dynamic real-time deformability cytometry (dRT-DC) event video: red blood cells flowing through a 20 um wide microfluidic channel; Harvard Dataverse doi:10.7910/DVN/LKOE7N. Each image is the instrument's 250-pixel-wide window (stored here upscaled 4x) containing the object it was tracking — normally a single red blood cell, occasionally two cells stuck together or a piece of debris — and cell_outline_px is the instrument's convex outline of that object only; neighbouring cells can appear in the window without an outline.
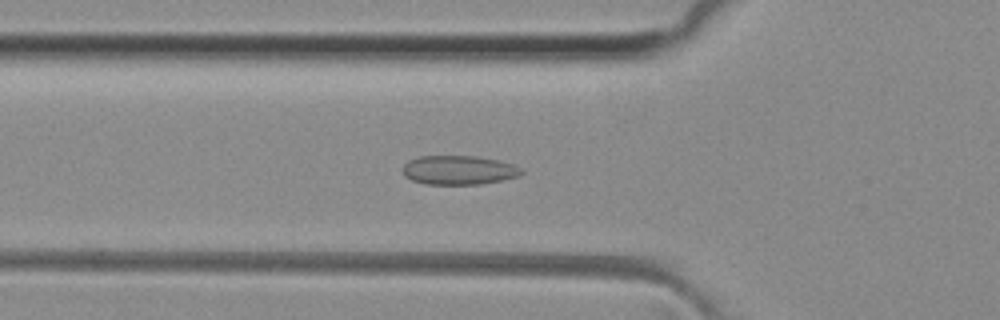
{"species": "common noctule bat (a hibernating species)", "species_latin": "Nyctalus noctula", "temperature_condition": "room temperature", "stored_images_in_passage": 31, "camera_frame_rate_fps": 3000, "um_per_image_px": 0.085, "animal": {"sex": "female", "body_mass_g": 29.2, "forearm_length_mm": 56.3}, "frame": {"image": 1, "passage_image": 3, "time_ms": 0.667, "image_size_px": [1000, 320], "cell_outline_px": [[524, 172], [520, 176], [504, 180], [480, 184], [424, 184], [412, 180], [404, 176], [404, 164], [408, 160], [420, 156], [476, 156], [496, 160], [512, 164], [524, 168]], "centroid_in_image_um": [39.03, 14.46], "position_along_channel_um": 86.8, "area_um2": 20.23}}
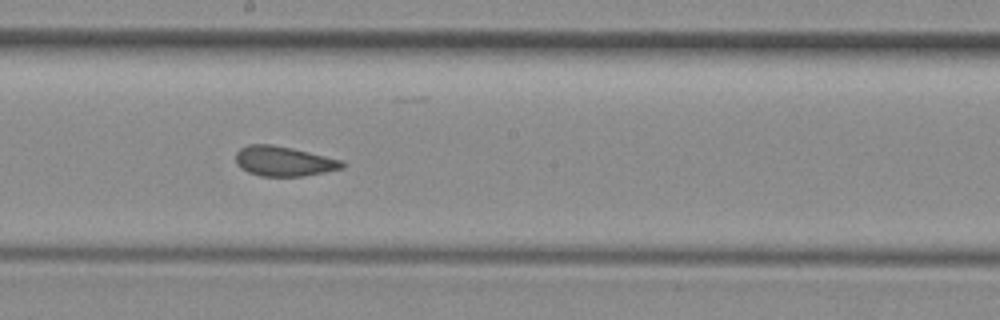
{"frame": {"image": 2, "passage_image": 13, "time_ms": 4.0, "image_size_px": [1000, 320], "cell_outline_px": [[344, 168], [304, 176], [260, 176], [248, 172], [240, 168], [236, 164], [236, 152], [240, 148], [248, 144], [272, 144], [292, 148], [344, 160]], "centroid_in_image_um": [24.11, 13.7], "position_along_channel_um": 224.1, "area_um2": 18.67}}
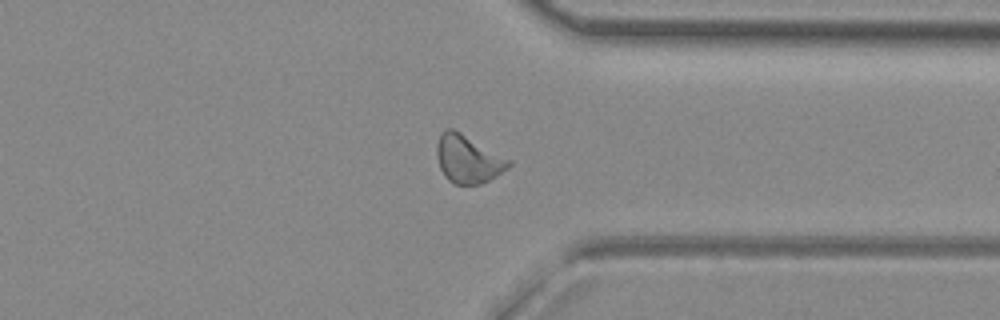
{"frame": {"image": 3, "passage_image": 24, "time_ms": 7.667, "image_size_px": [1000, 320], "cell_outline_px": [[512, 164], [508, 168], [496, 176], [480, 184], [456, 184], [448, 180], [444, 176], [440, 168], [436, 156], [436, 144], [440, 132], [444, 128], [452, 128], [460, 132], [512, 160]], "centroid_in_image_um": [39.76, 13.5], "position_along_channel_um": 371.6, "area_um2": 20.23}}